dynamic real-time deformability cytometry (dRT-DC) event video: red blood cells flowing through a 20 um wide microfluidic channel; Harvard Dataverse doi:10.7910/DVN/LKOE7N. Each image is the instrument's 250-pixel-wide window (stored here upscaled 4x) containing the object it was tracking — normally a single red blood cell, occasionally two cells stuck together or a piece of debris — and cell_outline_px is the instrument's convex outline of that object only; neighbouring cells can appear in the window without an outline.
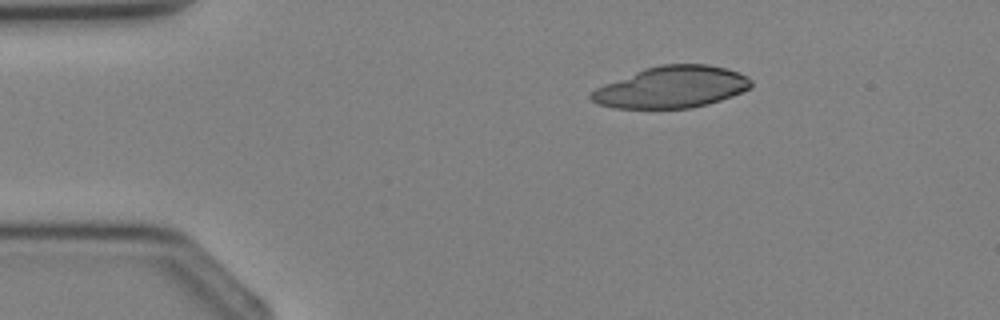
{"species": "Egyptian fruit bat (a non-hibernating species)", "species_latin": "Rousettus aegyptiacus", "temperature_condition": "cold", "stored_images_in_passage": 2, "camera_frame_rate_fps": 3000, "um_per_image_px": 0.085, "animal": {"sex": "female"}, "frame": {"image": 1, "passage_image": 1, "time_ms": 0.0, "image_size_px": [1000, 320], "cell_outline_px": [[752, 88], [732, 96], [708, 104], [692, 108], [612, 108], [596, 104], [588, 96], [596, 88], [604, 84], [644, 68], [660, 64], [708, 64], [724, 68], [748, 76], [752, 80]], "centroid_in_image_um": [57.08, 7.41], "position_along_channel_um": 27.9, "area_um2": 38.9}}